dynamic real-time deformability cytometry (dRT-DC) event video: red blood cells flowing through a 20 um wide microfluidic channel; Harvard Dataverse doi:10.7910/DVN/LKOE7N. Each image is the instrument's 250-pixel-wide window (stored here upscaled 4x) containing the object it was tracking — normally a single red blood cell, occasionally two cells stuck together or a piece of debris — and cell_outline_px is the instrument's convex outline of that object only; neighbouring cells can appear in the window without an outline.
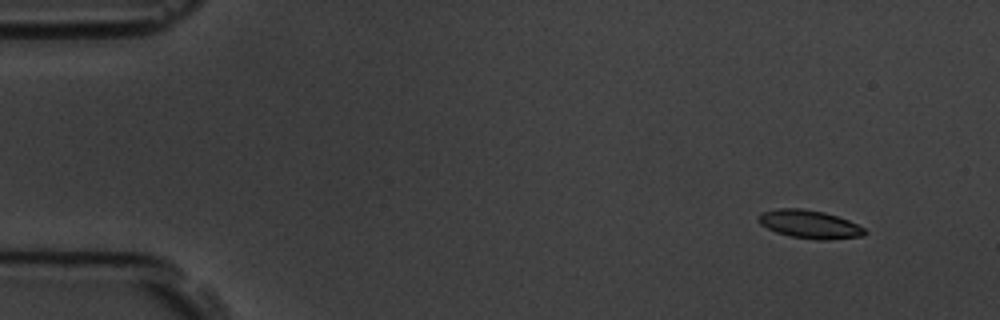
{"species": "common noctule bat (a hibernating species)", "species_latin": "Nyctalus noctula", "temperature_condition": "room temperature", "stored_images_in_passage": 6, "camera_frame_rate_fps": 3000, "um_per_image_px": 0.085, "animal": {"sex": "male", "body_mass_g": 19.5, "forearm_length_mm": 54.6}, "frame": {"image": 1, "passage_image": 1, "time_ms": 0.0, "image_size_px": [1000, 320], "cell_outline_px": [[868, 232], [864, 236], [828, 240], [816, 240], [792, 236], [776, 232], [760, 224], [756, 220], [756, 216], [760, 212], [776, 208], [800, 208], [824, 212], [848, 220], [864, 228]], "centroid_in_image_um": [68.78, 19.06], "position_along_channel_um": 16.2, "area_um2": 17.63}}
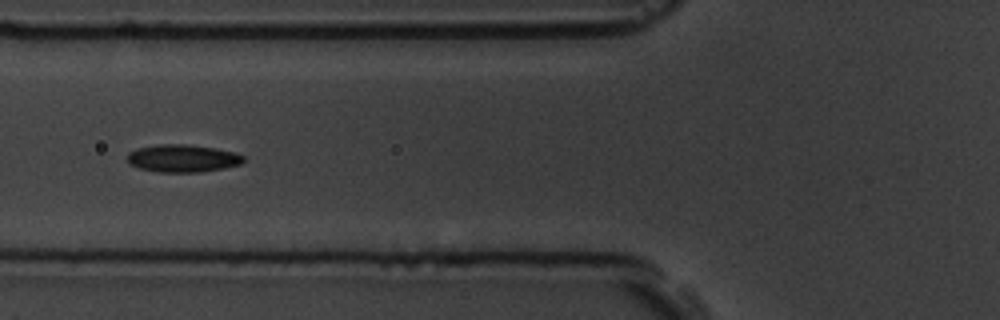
{"frame": {"image": 2, "passage_image": 5, "time_ms": 5.333, "image_size_px": [1000, 320], "cell_outline_px": [[244, 160], [240, 164], [224, 168], [200, 172], [160, 172], [140, 168], [128, 164], [128, 152], [136, 148], [160, 144], [188, 144], [216, 148], [236, 152], [244, 156]], "centroid_in_image_um": [15.53, 13.45], "position_along_channel_um": 110.3, "area_um2": 18.79}}
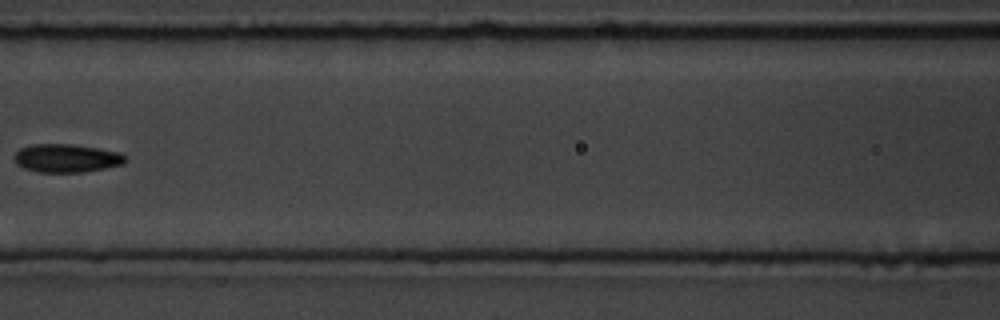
{"frame": {"image": 3, "passage_image": 6, "time_ms": 6.667, "image_size_px": [1000, 320], "cell_outline_px": [[128, 160], [124, 164], [84, 172], [36, 172], [24, 168], [16, 164], [12, 156], [20, 148], [32, 144], [72, 144], [120, 152]], "centroid_in_image_um": [5.62, 13.45], "position_along_channel_um": 161.0, "area_um2": 18.44}}